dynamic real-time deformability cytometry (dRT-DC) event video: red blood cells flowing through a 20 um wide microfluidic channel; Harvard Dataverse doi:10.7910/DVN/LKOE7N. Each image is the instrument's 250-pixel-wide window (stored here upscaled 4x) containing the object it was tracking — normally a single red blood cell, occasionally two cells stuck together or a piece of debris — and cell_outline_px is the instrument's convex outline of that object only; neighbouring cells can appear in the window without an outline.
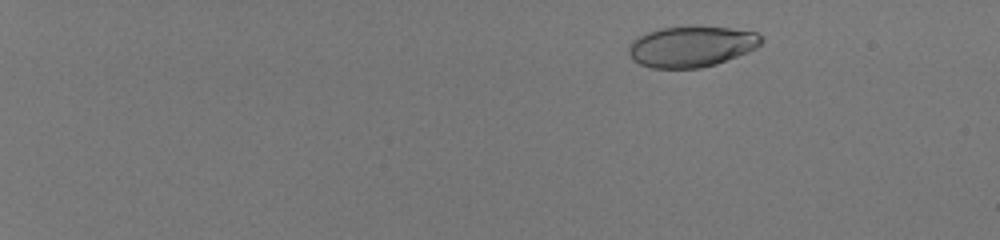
{"species": "human", "species_latin": "Homo sapiens", "temperature_condition": "room temperature", "stored_images_in_passage": 48, "camera_frame_rate_fps": 3000, "um_per_image_px": 0.085, "donor": {"sex": "male"}, "frame": {"image": 1, "passage_image": 2, "time_ms": 0.333, "image_size_px": [1000, 240], "cell_outline_px": [[764, 40], [756, 48], [748, 52], [716, 64], [700, 68], [652, 68], [640, 64], [632, 60], [628, 52], [628, 44], [632, 40], [648, 32], [660, 28], [728, 28], [756, 32]], "centroid_in_image_um": [58.75, 3.98], "position_along_channel_um": 26.3, "area_um2": 31.1}}
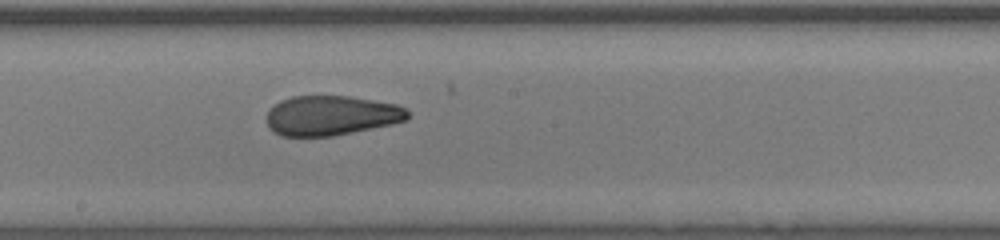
{"frame": {"image": 2, "passage_image": 29, "time_ms": 9.333, "image_size_px": [1000, 240], "cell_outline_px": [[408, 120], [392, 124], [332, 136], [280, 136], [272, 132], [268, 128], [268, 112], [280, 100], [292, 96], [348, 96], [396, 104], [408, 108]], "centroid_in_image_um": [28.16, 9.82], "position_along_channel_um": 220.0, "area_um2": 32.66}}
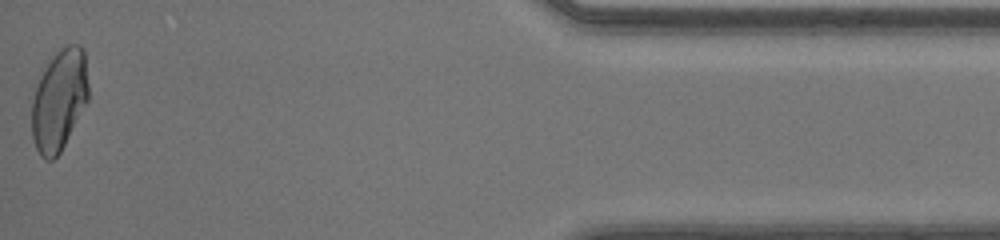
{"frame": {"image": 3, "passage_image": 48, "time_ms": 15.667, "image_size_px": [1000, 240], "cell_outline_px": [[88, 100], [60, 152], [52, 160], [44, 160], [40, 156], [36, 148], [32, 136], [28, 96], [44, 68], [56, 52], [60, 48], [68, 44], [80, 44], [84, 48], [88, 84]], "centroid_in_image_um": [4.96, 8.49], "position_along_channel_um": 430.2, "area_um2": 34.33}, "authors_computed_cell_mechanics": {"area_um2": 32.8882, "velocity_mm_per_s": 4.1631, "shape_relaxation_time_tau1_ms": null, "shape_relaxation_time_tau2_ms": 1.1268, "deformation_change_tau1": null, "deformation_change_tau2": 0.0782}}